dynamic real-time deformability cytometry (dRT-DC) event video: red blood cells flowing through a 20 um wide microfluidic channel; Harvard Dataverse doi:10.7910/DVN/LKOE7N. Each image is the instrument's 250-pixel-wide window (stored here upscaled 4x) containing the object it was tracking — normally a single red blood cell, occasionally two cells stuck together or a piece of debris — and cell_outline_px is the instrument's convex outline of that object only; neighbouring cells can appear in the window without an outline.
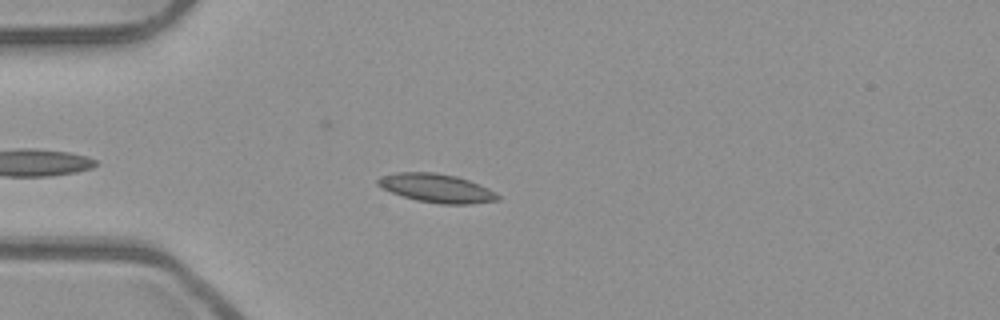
{"species": "common noctule bat (a hibernating species)", "species_latin": "Nyctalus noctula", "temperature_condition": "room temperature", "stored_images_in_passage": 38, "camera_frame_rate_fps": 3000, "um_per_image_px": 0.085, "animal": {"sex": "male", "body_mass_g": 23.1, "forearm_length_mm": 52.7}, "frame": {"image": 1, "passage_image": 6, "time_ms": 1.667, "image_size_px": [1000, 320], "cell_outline_px": [[500, 200], [472, 204], [440, 204], [416, 200], [392, 192], [376, 184], [376, 180], [380, 176], [396, 172], [432, 172], [456, 176], [468, 180], [488, 188], [496, 192], [500, 196]], "centroid_in_image_um": [37.12, 15.99], "position_along_channel_um": 47.9, "area_um2": 20.0}}
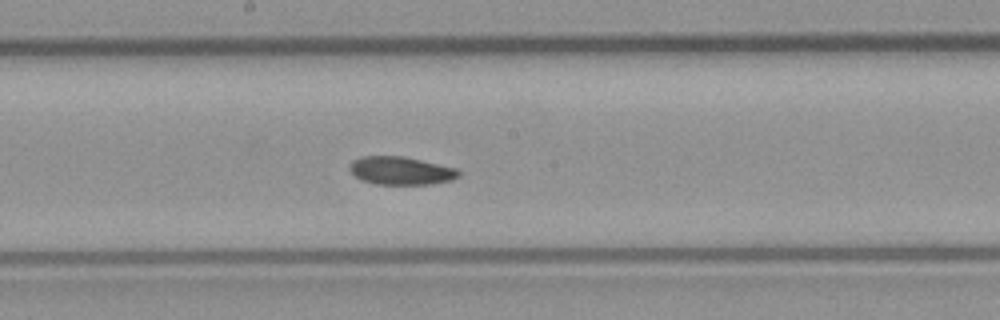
{"frame": {"image": 2, "passage_image": 20, "time_ms": 6.333, "image_size_px": [1000, 320], "cell_outline_px": [[460, 176], [452, 180], [432, 184], [376, 184], [360, 180], [348, 168], [352, 160], [360, 156], [404, 156], [456, 168], [460, 172]], "centroid_in_image_um": [34.06, 14.5], "position_along_channel_um": 214.1, "area_um2": 17.92}}
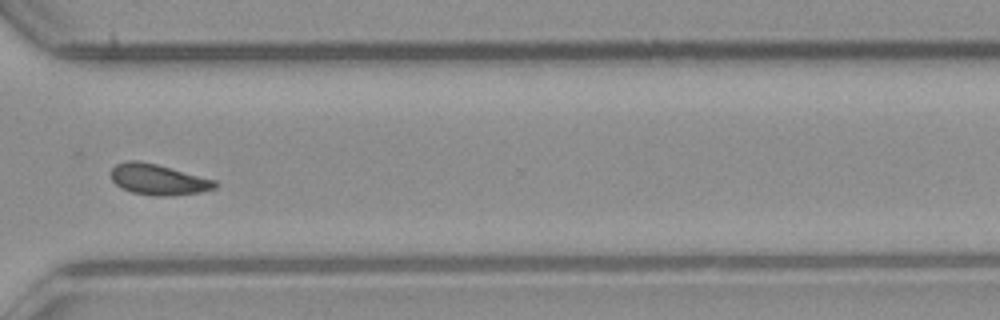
{"frame": {"image": 3, "passage_image": 31, "time_ms": 10.0, "image_size_px": [1000, 320], "cell_outline_px": [[216, 188], [200, 192], [172, 196], [160, 196], [132, 192], [120, 188], [112, 180], [112, 168], [116, 164], [128, 160], [136, 160], [156, 164], [216, 180]], "centroid_in_image_um": [13.45, 15.26], "position_along_channel_um": 357.2, "area_um2": 18.5}, "authors_computed_cell_mechanics": {"area_um2": 18.1492, "velocity_mm_per_s": 3.9025, "shape_relaxation_time_tau1_ms": 6.7206, "shape_relaxation_time_tau2_ms": 7.0113, "deformation_change_tau1": 0.1176, "deformation_change_tau2": 0.0961}}